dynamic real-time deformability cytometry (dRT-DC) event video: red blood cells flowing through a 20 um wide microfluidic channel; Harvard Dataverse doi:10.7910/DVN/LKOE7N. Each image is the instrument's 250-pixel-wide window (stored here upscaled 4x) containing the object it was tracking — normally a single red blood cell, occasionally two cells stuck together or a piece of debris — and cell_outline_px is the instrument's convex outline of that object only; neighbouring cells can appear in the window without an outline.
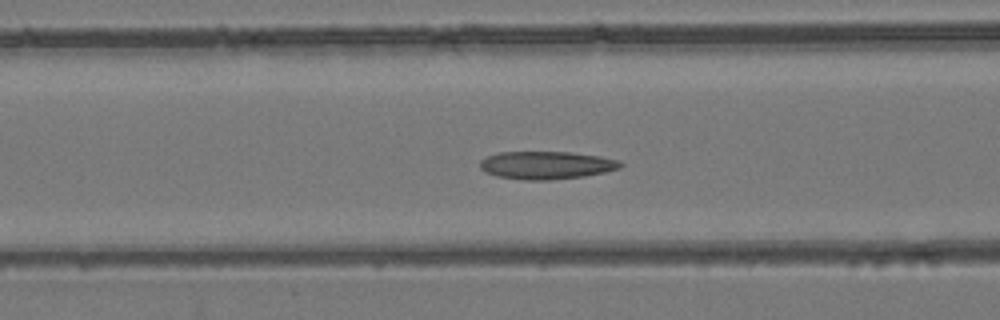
{"species": "common noctule bat (a hibernating species)", "species_latin": "Nyctalus noctula", "temperature_condition": "room temperature", "stored_images_in_passage": 54, "camera_frame_rate_fps": 3000, "um_per_image_px": 0.085, "animal": {"sex": "female", "body_mass_g": 24.6, "forearm_length_mm": 56.2}, "frame": {"image": 1, "passage_image": 22, "time_ms": 7.0, "image_size_px": [1000, 320], "cell_outline_px": [[624, 164], [620, 168], [604, 172], [584, 176], [548, 180], [524, 180], [496, 176], [484, 172], [480, 168], [480, 160], [488, 156], [500, 152], [572, 152], [600, 156], [620, 160]], "centroid_in_image_um": [46.45, 14.04], "position_along_channel_um": 120.2, "area_um2": 22.89}}
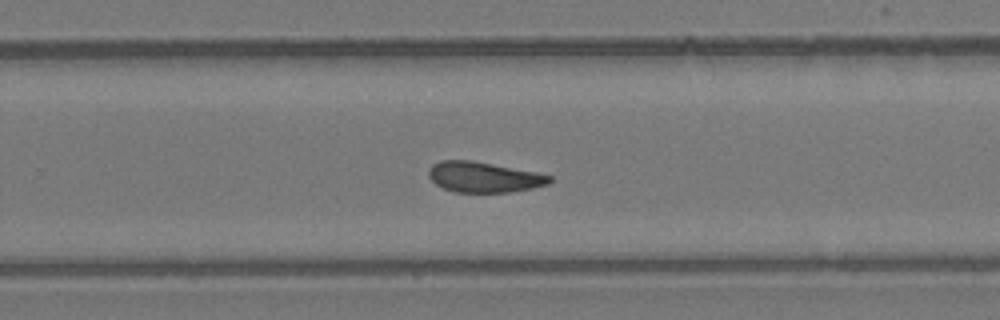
{"frame": {"image": 2, "passage_image": 35, "time_ms": 11.333, "image_size_px": [1000, 320], "cell_outline_px": [[552, 180], [548, 184], [532, 188], [508, 192], [452, 192], [436, 184], [428, 176], [428, 168], [432, 164], [440, 160], [472, 160], [536, 172], [552, 176]], "centroid_in_image_um": [41.09, 15.05], "position_along_channel_um": 288.7, "area_um2": 21.5}}
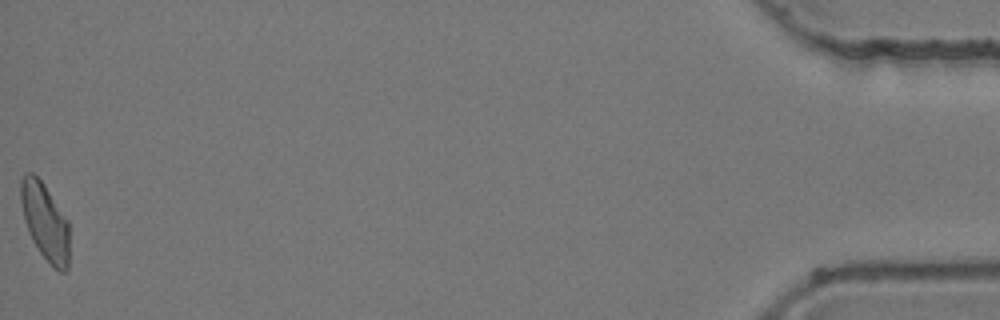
{"frame": {"image": 3, "passage_image": 54, "time_ms": 17.667, "image_size_px": [1000, 320], "cell_outline_px": [[68, 268], [64, 272], [60, 272], [40, 252], [32, 240], [28, 232], [24, 220], [20, 200], [20, 180], [24, 172], [32, 172], [44, 184], [68, 220]], "centroid_in_image_um": [3.8, 18.79], "position_along_channel_um": 431.4, "area_um2": 21.68}, "authors_computed_cell_mechanics": {"area_um2": 22.5131, "velocity_mm_per_s": 3.8887, "shape_relaxation_time_tau1_ms": null, "shape_relaxation_time_tau2_ms": 4.941, "deformation_change_tau1": null, "deformation_change_tau2": 0.1177}}